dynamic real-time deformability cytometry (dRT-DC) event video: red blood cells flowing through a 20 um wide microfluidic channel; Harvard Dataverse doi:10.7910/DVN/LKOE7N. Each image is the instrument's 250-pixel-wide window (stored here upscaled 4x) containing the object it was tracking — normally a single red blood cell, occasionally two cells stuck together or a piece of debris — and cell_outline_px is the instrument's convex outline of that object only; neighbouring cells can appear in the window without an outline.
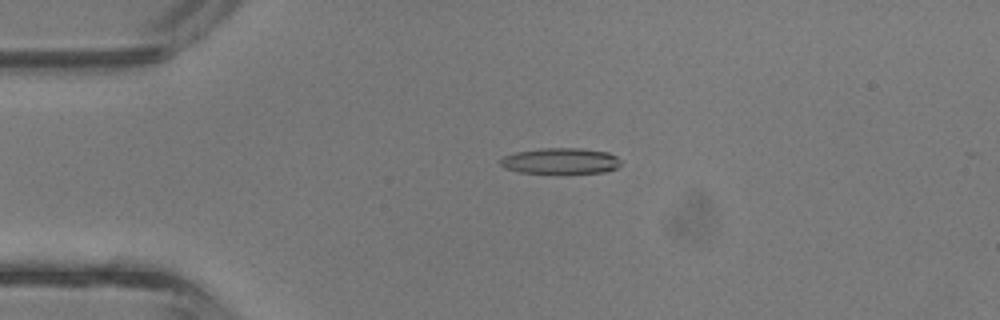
{"species": "common noctule bat (a hibernating species)", "species_latin": "Nyctalus noctula", "temperature_condition": "room temperature", "stored_images_in_passage": 3, "camera_frame_rate_fps": 3000, "um_per_image_px": 0.085, "animal": {"sex": "male", "body_mass_g": 13.3}, "frame": {"image": 1, "passage_image": 3, "time_ms": 0.667, "image_size_px": [1000, 320], "cell_outline_px": [[620, 164], [616, 168], [604, 172], [568, 176], [520, 172], [504, 168], [500, 164], [500, 160], [504, 156], [516, 152], [540, 148], [580, 148], [608, 152], [616, 156], [620, 160]], "centroid_in_image_um": [47.66, 13.73], "position_along_channel_um": 37.3, "area_um2": 19.07}}